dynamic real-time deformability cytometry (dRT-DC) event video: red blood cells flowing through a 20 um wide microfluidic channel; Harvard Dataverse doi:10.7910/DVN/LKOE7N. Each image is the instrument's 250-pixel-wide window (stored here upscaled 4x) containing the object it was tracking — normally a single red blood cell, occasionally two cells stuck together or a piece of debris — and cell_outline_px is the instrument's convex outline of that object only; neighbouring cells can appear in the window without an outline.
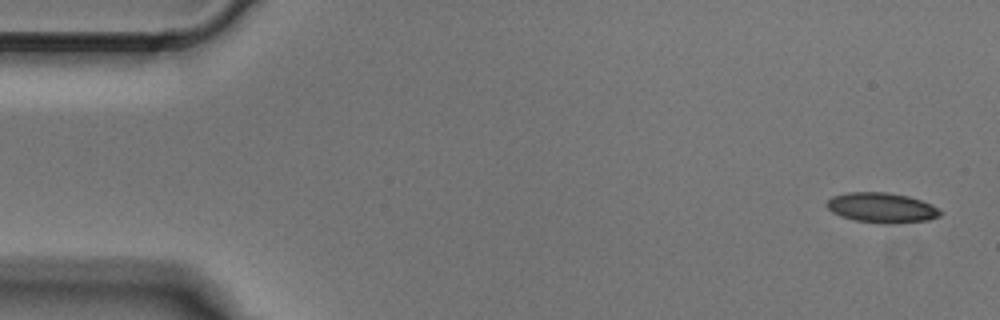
{"species": "Egyptian fruit bat (a non-hibernating species)", "species_latin": "Rousettus aegyptiacus", "temperature_condition": "cold", "stored_images_in_passage": 4, "camera_frame_rate_fps": 3000, "um_per_image_px": 0.085, "animal": {"sex": "male"}, "frame": {"image": 1, "passage_image": 1, "time_ms": 0.0, "image_size_px": [1000, 320], "cell_outline_px": [[944, 212], [940, 216], [928, 220], [888, 224], [884, 224], [856, 220], [840, 216], [832, 212], [824, 204], [832, 196], [848, 192], [888, 192], [908, 196], [932, 204]], "centroid_in_image_um": [74.95, 17.65], "position_along_channel_um": 10.0, "area_um2": 20.0}}
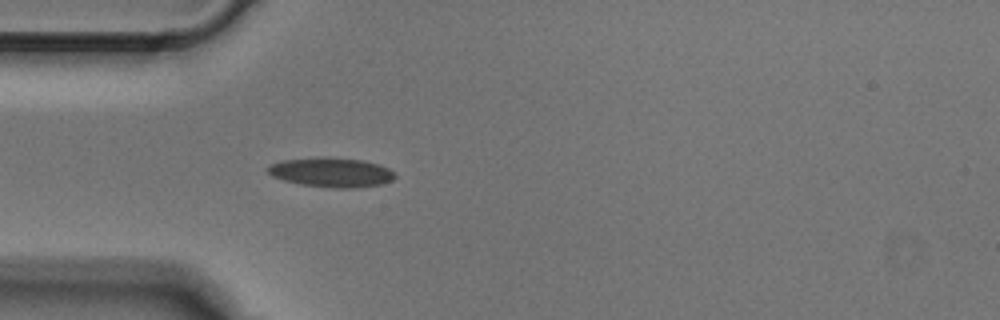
{"frame": {"image": 2, "passage_image": 4, "time_ms": 1.0, "image_size_px": [1000, 320], "cell_outline_px": [[396, 176], [392, 180], [384, 184], [356, 188], [332, 188], [300, 184], [284, 180], [272, 176], [268, 172], [268, 164], [284, 160], [324, 156], [364, 160], [380, 164], [396, 172]], "centroid_in_image_um": [28.21, 14.64], "position_along_channel_um": 56.8, "area_um2": 22.2}}